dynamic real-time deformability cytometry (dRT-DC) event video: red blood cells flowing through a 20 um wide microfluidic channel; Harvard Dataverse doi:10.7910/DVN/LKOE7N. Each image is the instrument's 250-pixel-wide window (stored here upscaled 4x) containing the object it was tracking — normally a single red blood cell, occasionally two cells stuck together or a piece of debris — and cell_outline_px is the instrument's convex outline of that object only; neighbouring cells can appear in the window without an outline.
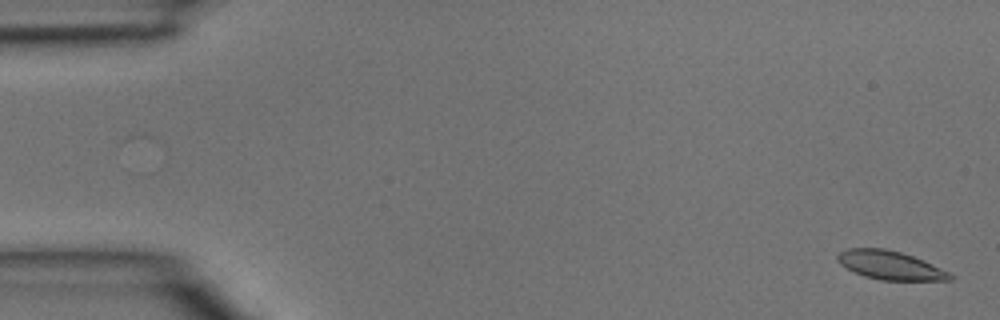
{"species": "common noctule bat (a hibernating species)", "species_latin": "Nyctalus noctula", "temperature_condition": "room temperature", "stored_images_in_passage": 2, "camera_frame_rate_fps": 3000, "um_per_image_px": 0.085, "animal": {"sex": "male", "body_mass_g": 15.6}, "frame": {"image": 1, "passage_image": 2, "time_ms": 0.333, "image_size_px": [1000, 320], "cell_outline_px": [[952, 280], [880, 280], [864, 276], [840, 264], [836, 260], [836, 256], [840, 252], [848, 248], [884, 248], [900, 252], [924, 260], [948, 272], [952, 276]], "centroid_in_image_um": [75.63, 22.54], "position_along_channel_um": 9.4, "area_um2": 18.55}}